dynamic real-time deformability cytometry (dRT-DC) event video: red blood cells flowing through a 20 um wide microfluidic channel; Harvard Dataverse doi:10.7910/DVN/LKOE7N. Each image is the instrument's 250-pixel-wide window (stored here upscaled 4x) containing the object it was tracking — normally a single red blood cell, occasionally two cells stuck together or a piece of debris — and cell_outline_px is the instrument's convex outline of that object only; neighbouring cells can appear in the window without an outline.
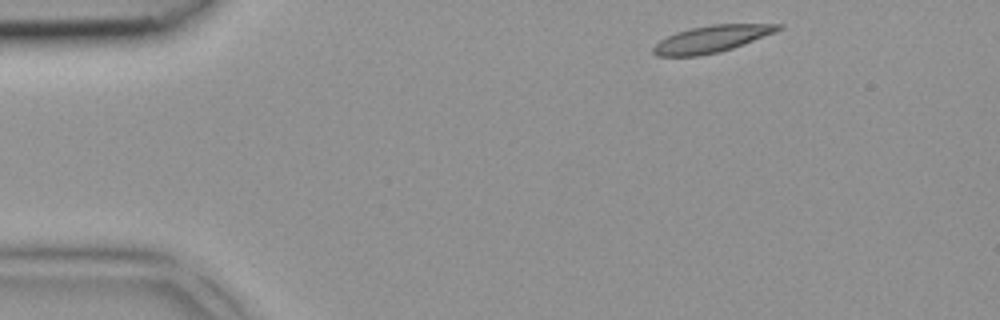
{"species": "common noctule bat (a hibernating species)", "species_latin": "Nyctalus noctula", "temperature_condition": "room temperature", "stored_images_in_passage": 4, "camera_frame_rate_fps": 3000, "um_per_image_px": 0.085, "animal": {"sex": "female", "body_mass_g": 18.4}, "frame": {"image": 1, "passage_image": 1, "time_ms": 0.0, "image_size_px": [1000, 320], "cell_outline_px": [[784, 28], [776, 32], [732, 48], [720, 52], [696, 56], [656, 56], [652, 52], [652, 48], [660, 40], [676, 32], [692, 28], [712, 24], [784, 24]], "centroid_in_image_um": [60.5, 3.31], "position_along_channel_um": 24.5, "area_um2": 19.48}}
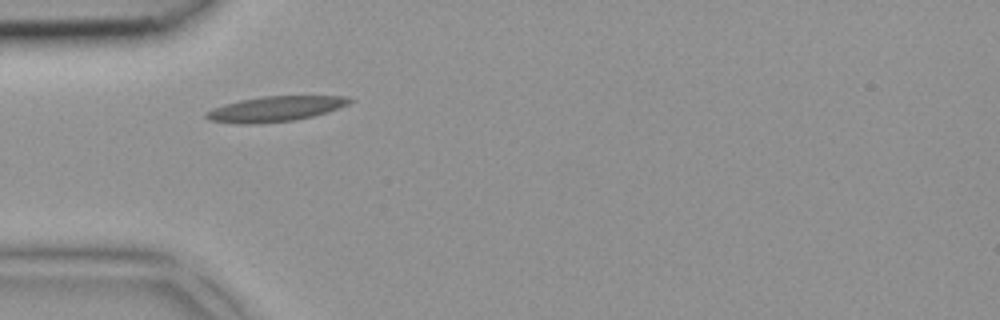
{"frame": {"image": 2, "passage_image": 3, "time_ms": 0.667, "image_size_px": [1000, 320], "cell_outline_px": [[356, 100], [348, 104], [328, 112], [312, 116], [292, 120], [244, 124], [208, 120], [204, 116], [204, 112], [212, 108], [224, 104], [240, 100], [264, 96], [348, 96]], "centroid_in_image_um": [23.4, 9.24], "position_along_channel_um": 61.6, "area_um2": 20.92}}